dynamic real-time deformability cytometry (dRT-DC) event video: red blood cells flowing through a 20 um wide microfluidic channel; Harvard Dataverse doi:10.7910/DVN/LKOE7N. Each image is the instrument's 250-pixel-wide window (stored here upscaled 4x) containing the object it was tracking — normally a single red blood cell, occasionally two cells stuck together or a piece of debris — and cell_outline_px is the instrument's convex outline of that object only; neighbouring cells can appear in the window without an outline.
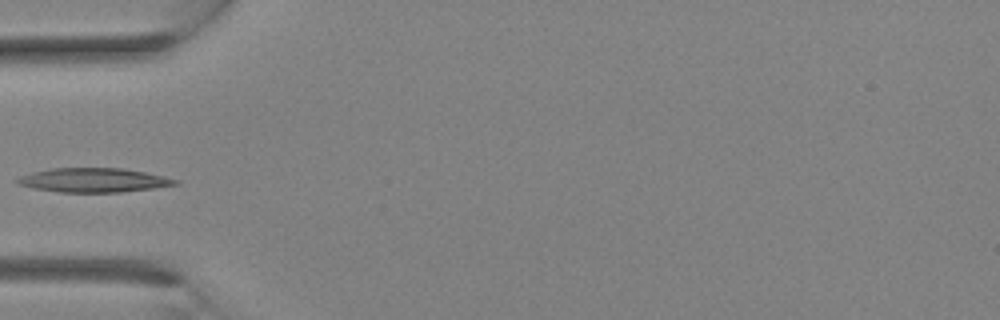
{"species": "Egyptian fruit bat (a non-hibernating species)", "species_latin": "Rousettus aegyptiacus", "temperature_condition": "room temperature", "stored_images_in_passage": 4, "camera_frame_rate_fps": 3000, "um_per_image_px": 0.085, "animal": {"sex": "female"}, "frame": {"image": 1, "passage_image": 4, "time_ms": 3.333, "image_size_px": [1000, 320], "cell_outline_px": [[180, 184], [152, 188], [120, 192], [60, 192], [32, 188], [16, 184], [12, 180], [20, 176], [32, 172], [52, 168], [120, 168], [144, 172], [164, 176], [180, 180]], "centroid_in_image_um": [7.91, 15.31], "position_along_channel_um": 77.1, "area_um2": 22.31}}